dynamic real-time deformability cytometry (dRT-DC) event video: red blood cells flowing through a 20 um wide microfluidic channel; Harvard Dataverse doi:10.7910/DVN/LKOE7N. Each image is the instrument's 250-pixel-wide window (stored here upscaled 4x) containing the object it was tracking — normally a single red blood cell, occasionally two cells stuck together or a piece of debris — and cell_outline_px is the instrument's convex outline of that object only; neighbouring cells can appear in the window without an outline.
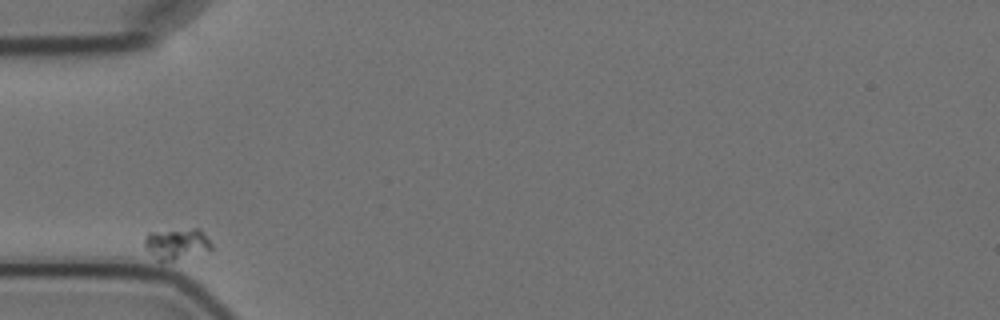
{"species": "Egyptian fruit bat (a non-hibernating species)", "species_latin": "Rousettus aegyptiacus", "temperature_condition": "cold", "stored_images_in_passage": 8, "camera_frame_rate_fps": 3000, "um_per_image_px": 0.085, "animal": {"sex": "female"}, "frame": {"image": 1, "passage_image": 1, "time_ms": 0.0, "image_size_px": [1000, 320], "cell_outline_px": [[212, 248], [172, 260], [160, 260], [144, 244], [144, 236], [148, 232], [196, 228], [200, 228], [204, 232], [212, 244]], "centroid_in_image_um": [15.03, 20.66], "position_along_channel_um": 70.0, "area_um2": 11.56}}
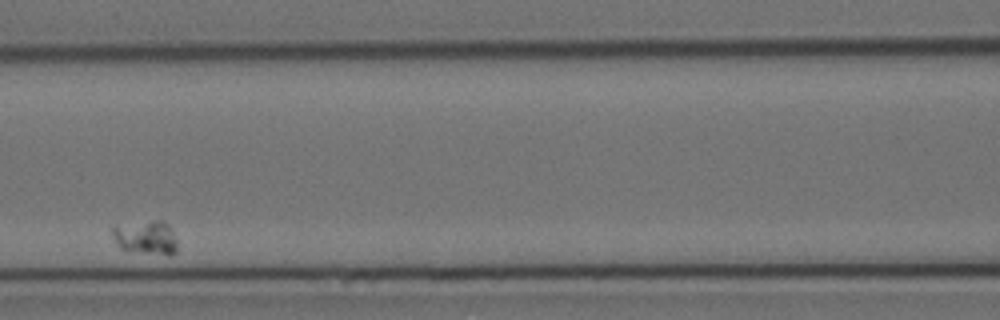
{"frame": {"image": 2, "passage_image": 4, "time_ms": 3.333, "image_size_px": [1000, 320], "cell_outline_px": [[176, 252], [172, 256], [168, 256], [124, 252], [120, 248], [112, 236], [112, 228], [156, 220], [164, 220], [168, 224], [176, 240]], "centroid_in_image_um": [12.43, 20.27], "position_along_channel_um": 154.2, "area_um2": 12.95}}
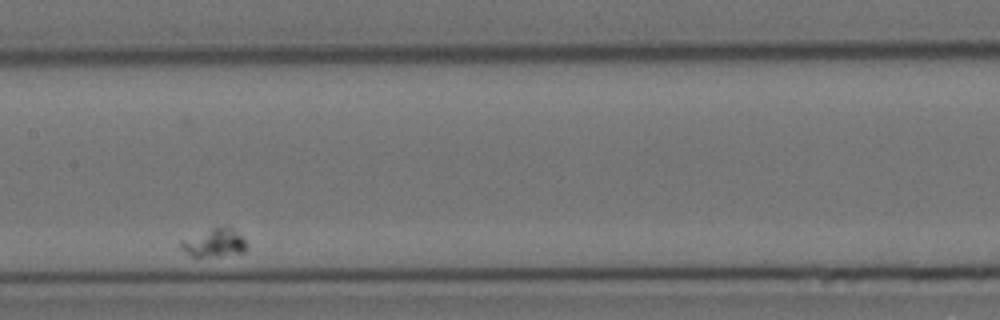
{"frame": {"image": 3, "passage_image": 5, "time_ms": 4.667, "image_size_px": [1000, 320], "cell_outline_px": [[248, 248], [244, 252], [216, 256], [192, 256], [180, 248], [180, 240], [212, 228], [224, 224], [228, 224], [248, 244]], "centroid_in_image_um": [18.23, 20.61], "position_along_channel_um": 189.2, "area_um2": 10.87}}